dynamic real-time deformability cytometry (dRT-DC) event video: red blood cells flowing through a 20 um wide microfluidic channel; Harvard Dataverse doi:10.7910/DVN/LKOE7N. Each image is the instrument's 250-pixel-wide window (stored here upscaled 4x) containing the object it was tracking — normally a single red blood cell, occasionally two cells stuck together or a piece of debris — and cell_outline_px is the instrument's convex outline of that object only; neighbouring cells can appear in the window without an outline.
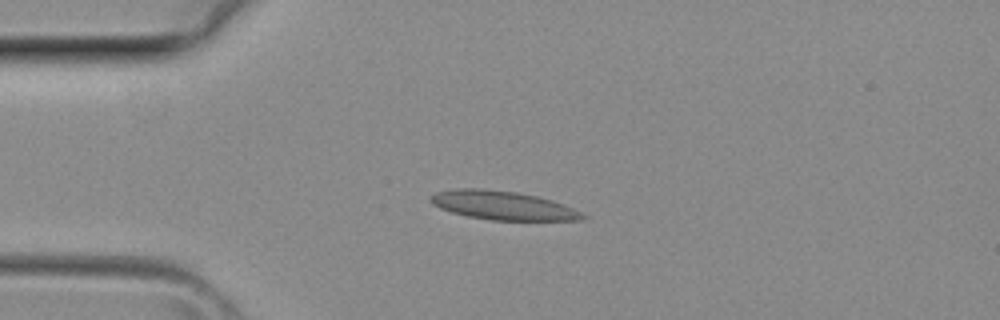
{"species": "common noctule bat (a hibernating species)", "species_latin": "Nyctalus noctula", "temperature_condition": "room temperature", "stored_images_in_passage": 30, "camera_frame_rate_fps": 3000, "um_per_image_px": 0.085, "animal": {"sex": "female", "body_mass_g": 29.2, "forearm_length_mm": 56.3}, "frame": {"image": 1, "passage_image": 1, "time_ms": 0.0, "image_size_px": [1000, 320], "cell_outline_px": [[588, 216], [580, 220], [492, 220], [468, 216], [452, 212], [440, 208], [432, 204], [428, 200], [428, 196], [436, 192], [456, 188], [480, 188], [516, 192], [536, 196], [552, 200], [572, 208]], "centroid_in_image_um": [42.68, 17.45], "position_along_channel_um": 42.3, "area_um2": 25.37}}
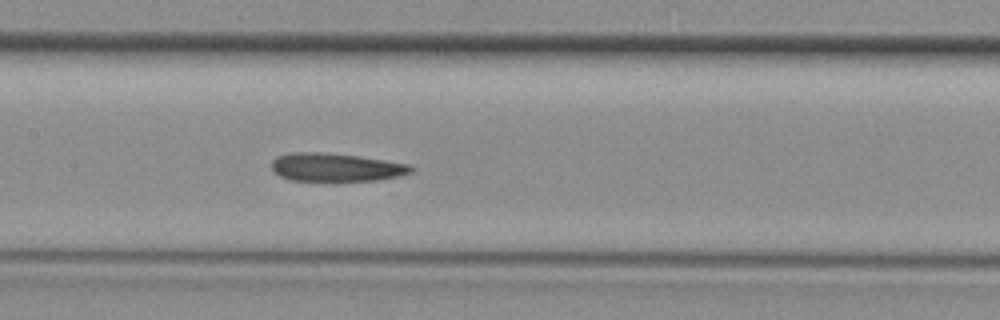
{"frame": {"image": 2, "passage_image": 10, "time_ms": 3.0, "image_size_px": [1000, 320], "cell_outline_px": [[416, 168], [412, 172], [400, 176], [376, 180], [332, 184], [292, 180], [280, 176], [272, 168], [272, 160], [276, 156], [292, 152], [320, 152], [356, 156], [384, 160], [408, 164]], "centroid_in_image_um": [28.55, 14.27], "position_along_channel_um": 178.9, "area_um2": 23.87}}
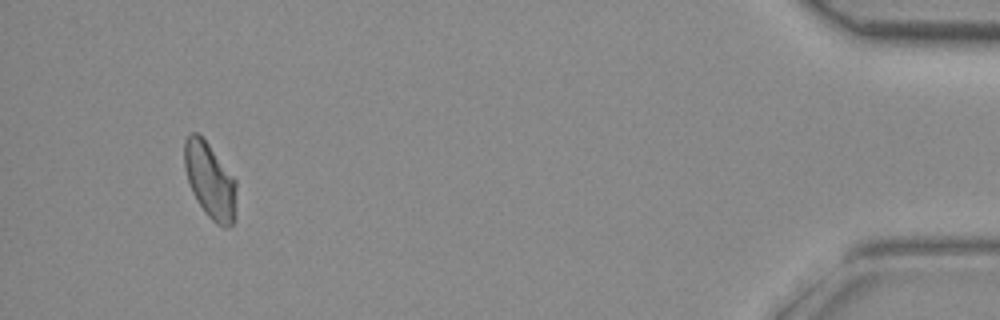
{"frame": {"image": 3, "passage_image": 28, "time_ms": 9.0, "image_size_px": [1000, 320], "cell_outline_px": [[236, 220], [228, 228], [224, 228], [216, 224], [208, 216], [196, 200], [192, 192], [184, 168], [184, 140], [192, 132], [200, 132], [204, 136], [236, 180]], "centroid_in_image_um": [17.86, 15.33], "position_along_channel_um": 417.3, "area_um2": 23.52}}